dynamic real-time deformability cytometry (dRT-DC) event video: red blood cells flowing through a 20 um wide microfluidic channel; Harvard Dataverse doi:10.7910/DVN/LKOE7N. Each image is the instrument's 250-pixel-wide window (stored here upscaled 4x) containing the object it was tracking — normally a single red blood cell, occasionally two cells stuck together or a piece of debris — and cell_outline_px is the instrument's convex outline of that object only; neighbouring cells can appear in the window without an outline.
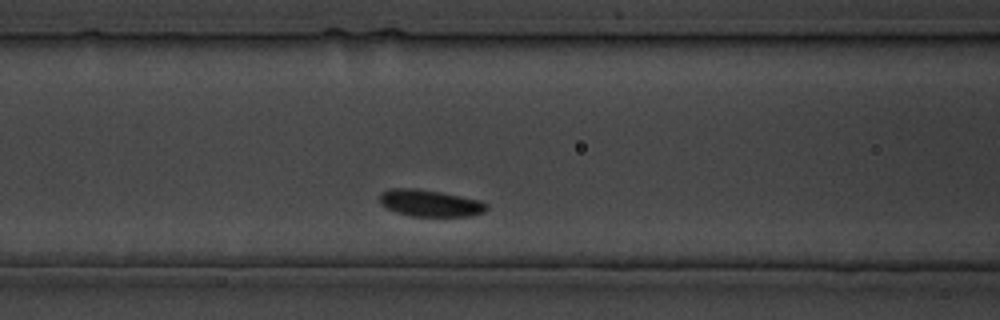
{"species": "common noctule bat (a hibernating species)", "species_latin": "Nyctalus noctula", "temperature_condition": "cold", "stored_images_in_passage": 10, "camera_frame_rate_fps": 3000, "um_per_image_px": 0.085, "animal": {"sex": "male", "body_mass_g": 19.5, "forearm_length_mm": 54.6}, "frame": {"image": 1, "passage_image": 5, "time_ms": 5.667, "image_size_px": [1000, 320], "cell_outline_px": [[488, 208], [484, 212], [472, 216], [412, 216], [396, 212], [380, 204], [380, 196], [388, 188], [420, 188], [480, 200], [488, 204]], "centroid_in_image_um": [36.57, 17.26], "position_along_channel_um": 130.0, "area_um2": 16.7}}